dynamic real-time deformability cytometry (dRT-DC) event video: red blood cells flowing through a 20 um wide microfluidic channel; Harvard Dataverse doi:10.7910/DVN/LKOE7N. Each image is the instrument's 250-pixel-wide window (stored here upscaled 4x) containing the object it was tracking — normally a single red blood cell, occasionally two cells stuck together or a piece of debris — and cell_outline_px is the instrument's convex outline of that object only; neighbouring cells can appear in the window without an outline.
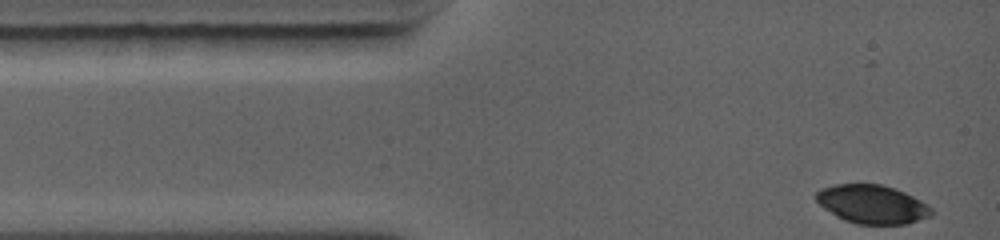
{"species": "common noctule bat (a hibernating species)", "species_latin": "Nyctalus noctula", "temperature_condition": "warm", "stored_images_in_passage": 53, "camera_frame_rate_fps": 5000, "um_per_image_px": 0.085, "animal": {"sex": "female", "body_mass_g": 19.0, "forearm_length_mm": 56.7}, "frame": {"image": 1, "passage_image": 1, "time_ms": 0.0, "image_size_px": [1000, 240], "cell_outline_px": [[936, 212], [932, 216], [904, 224], [856, 224], [844, 220], [836, 216], [824, 208], [816, 200], [816, 192], [820, 188], [836, 184], [880, 184], [904, 192], [920, 200], [932, 208]], "centroid_in_image_um": [74.14, 17.36], "position_along_channel_um": 10.9, "area_um2": 25.89}}
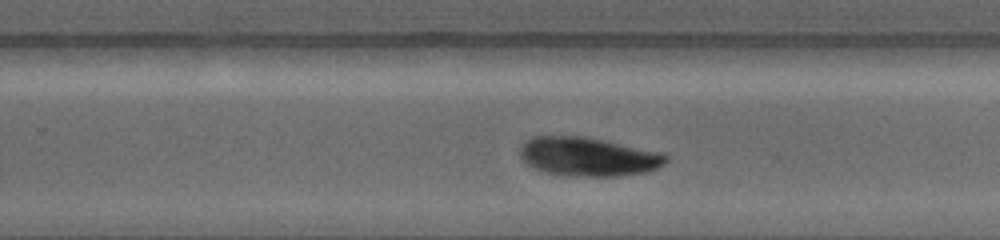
{"frame": {"image": 2, "passage_image": 38, "time_ms": 7.4, "image_size_px": [1000, 240], "cell_outline_px": [[668, 160], [664, 164], [656, 168], [644, 172], [616, 176], [560, 176], [544, 172], [528, 164], [520, 156], [520, 148], [532, 136], [588, 136], [664, 152], [668, 156]], "centroid_in_image_um": [50.03, 13.31], "position_along_channel_um": 279.8, "area_um2": 33.35}}
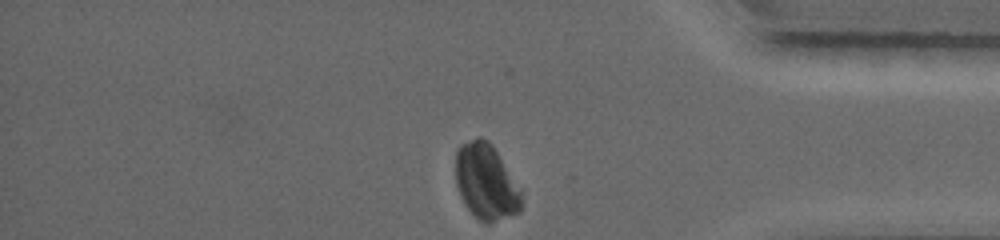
{"frame": {"image": 3, "passage_image": 53, "time_ms": 10.4, "image_size_px": [1000, 240], "cell_outline_px": [[524, 204], [520, 212], [488, 224], [480, 220], [468, 208], [460, 196], [456, 184], [456, 152], [460, 144], [476, 136], [480, 136], [488, 140], [492, 144], [520, 192]], "centroid_in_image_um": [41.29, 15.45], "position_along_channel_um": 393.9, "area_um2": 28.78}}